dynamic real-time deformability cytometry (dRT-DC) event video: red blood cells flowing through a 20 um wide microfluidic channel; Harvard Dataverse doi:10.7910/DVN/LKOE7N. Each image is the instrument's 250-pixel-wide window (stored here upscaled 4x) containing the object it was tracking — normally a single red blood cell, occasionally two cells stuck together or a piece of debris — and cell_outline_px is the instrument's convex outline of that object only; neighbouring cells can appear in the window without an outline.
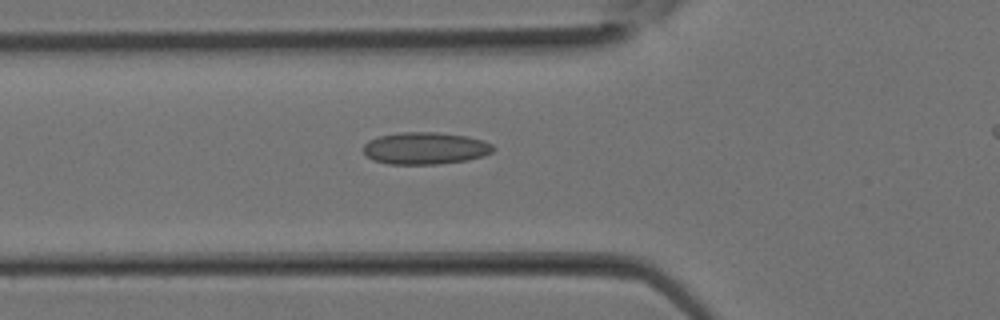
{"species": "Egyptian fruit bat (a non-hibernating species)", "species_latin": "Rousettus aegyptiacus", "temperature_condition": "room temperature", "stored_images_in_passage": 15, "camera_frame_rate_fps": 3000, "um_per_image_px": 0.085, "animal": {"sex": "female"}, "frame": {"image": 1, "passage_image": 9, "time_ms": 2.667, "image_size_px": [1000, 320], "cell_outline_px": [[496, 148], [492, 152], [484, 156], [468, 160], [436, 164], [388, 164], [372, 160], [364, 156], [364, 144], [368, 140], [380, 136], [404, 132], [436, 132], [468, 136], [484, 140], [492, 144]], "centroid_in_image_um": [36.16, 12.6], "position_along_channel_um": 89.6, "area_um2": 24.51}}
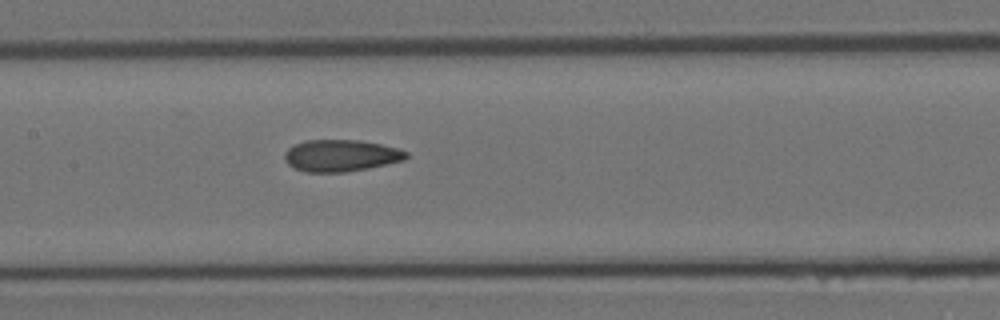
{"frame": {"image": 2, "passage_image": 13, "time_ms": 4.0, "image_size_px": [1000, 320], "cell_outline_px": [[408, 156], [404, 160], [368, 168], [344, 172], [304, 172], [288, 164], [284, 160], [284, 152], [288, 148], [304, 140], [360, 140], [380, 144], [396, 148], [408, 152]], "centroid_in_image_um": [28.95, 13.22], "position_along_channel_um": 178.5, "area_um2": 22.48}}
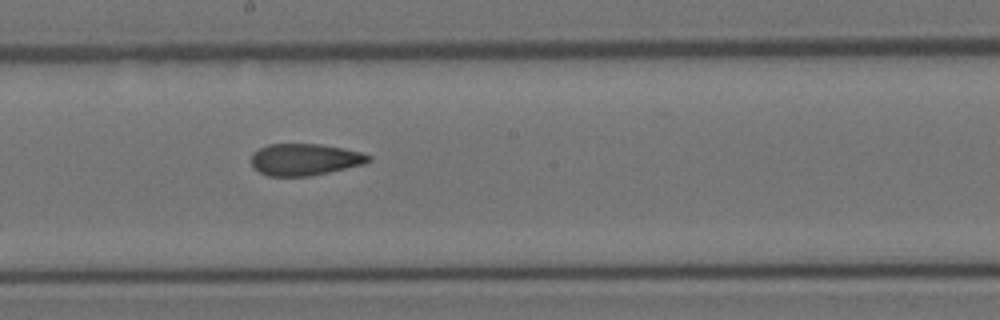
{"frame": {"image": 3, "passage_image": 15, "time_ms": 4.667, "image_size_px": [1000, 320], "cell_outline_px": [[372, 160], [364, 164], [328, 172], [308, 176], [268, 176], [252, 168], [252, 152], [268, 144], [320, 144], [360, 152], [372, 156]], "centroid_in_image_um": [25.88, 13.56], "position_along_channel_um": 222.3, "area_um2": 21.62}}